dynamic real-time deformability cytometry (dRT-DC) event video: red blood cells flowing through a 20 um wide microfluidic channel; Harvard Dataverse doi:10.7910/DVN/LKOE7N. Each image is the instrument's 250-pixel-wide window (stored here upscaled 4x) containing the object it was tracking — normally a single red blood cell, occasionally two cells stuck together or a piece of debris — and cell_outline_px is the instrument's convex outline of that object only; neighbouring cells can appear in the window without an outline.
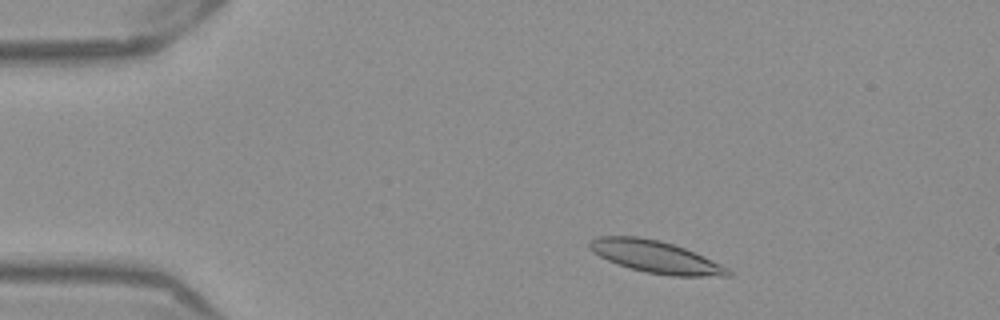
{"species": "Egyptian fruit bat (a non-hibernating species)", "species_latin": "Rousettus aegyptiacus", "temperature_condition": "warm", "stored_images_in_passage": 49, "camera_frame_rate_fps": 3000, "um_per_image_px": 0.085, "frame": {"image": 1, "passage_image": 6, "time_ms": 1.667, "image_size_px": [1000, 320], "cell_outline_px": [[732, 276], [672, 276], [648, 272], [616, 264], [592, 252], [588, 248], [588, 240], [600, 236], [640, 236], [660, 240], [684, 248], [720, 264], [728, 268], [732, 272]], "centroid_in_image_um": [55.68, 21.82], "position_along_channel_um": 29.3, "area_um2": 25.78}}
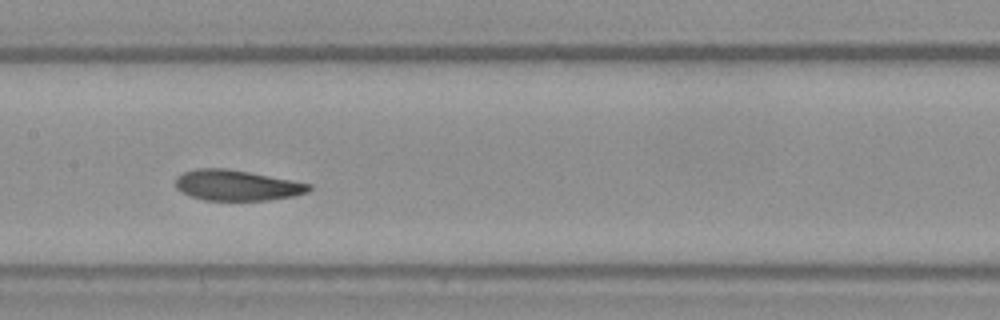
{"frame": {"image": 2, "passage_image": 23, "time_ms": 7.333, "image_size_px": [1000, 320], "cell_outline_px": [[312, 188], [308, 192], [292, 196], [268, 200], [204, 200], [180, 192], [176, 188], [176, 176], [184, 172], [196, 168], [228, 168], [312, 184]], "centroid_in_image_um": [20.11, 15.74], "position_along_channel_um": 187.3, "area_um2": 23.76}}
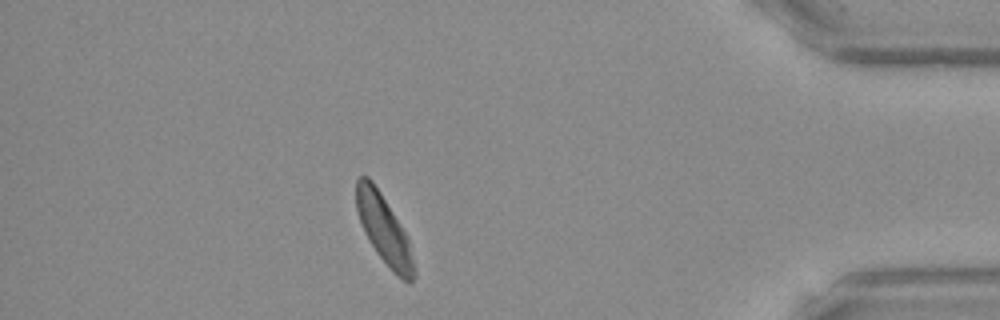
{"frame": {"image": 3, "passage_image": 43, "time_ms": 14.0, "image_size_px": [1000, 320], "cell_outline_px": [[416, 276], [412, 284], [408, 284], [396, 276], [392, 272], [376, 252], [364, 232], [356, 208], [356, 180], [360, 176], [368, 176], [372, 180], [380, 192], [404, 232], [408, 240], [416, 268]], "centroid_in_image_um": [32.66, 19.59], "position_along_channel_um": 402.5, "area_um2": 23.0}, "authors_computed_cell_mechanics": {"area_um2": 24.5072, "velocity_mm_per_s": 3.8641, "shape_relaxation_time_tau1_ms": 2.6765, "shape_relaxation_time_tau2_ms": 1.8303, "deformation_change_tau1": 0.1075, "deformation_change_tau2": 0.0648}}